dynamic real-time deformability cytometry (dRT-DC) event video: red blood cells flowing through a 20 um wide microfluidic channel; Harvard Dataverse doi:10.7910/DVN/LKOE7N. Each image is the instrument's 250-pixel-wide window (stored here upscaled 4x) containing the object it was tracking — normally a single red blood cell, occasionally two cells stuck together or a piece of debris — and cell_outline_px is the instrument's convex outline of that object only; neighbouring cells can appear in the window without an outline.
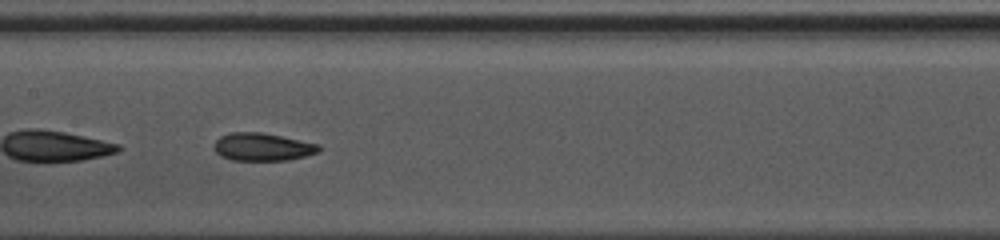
{"species": "common noctule bat (a hibernating species)", "species_latin": "Nyctalus noctula", "temperature_condition": "warm", "stored_images_in_passage": 32, "camera_frame_rate_fps": 3000, "um_per_image_px": 0.085, "animal": {"sex": "female", "body_mass_g": 10.0, "forearm_length_mm": 53.1}, "frame": {"image": 1, "passage_image": 10, "time_ms": 3.0, "image_size_px": [1000, 240], "cell_outline_px": [[320, 152], [288, 160], [232, 160], [220, 156], [216, 152], [216, 140], [220, 136], [232, 132], [260, 132], [320, 144]], "centroid_in_image_um": [22.33, 12.49], "position_along_channel_um": 185.1, "area_um2": 16.82}}
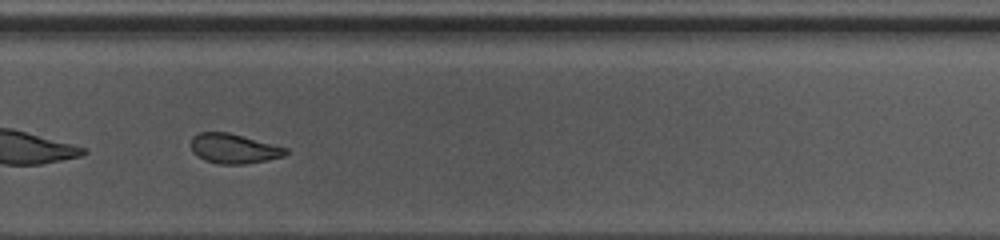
{"frame": {"image": 2, "passage_image": 19, "time_ms": 6.0, "image_size_px": [1000, 240], "cell_outline_px": [[288, 152], [284, 156], [268, 160], [244, 164], [220, 164], [204, 160], [192, 152], [192, 136], [200, 132], [228, 132], [288, 148]], "centroid_in_image_um": [19.88, 12.63], "position_along_channel_um": 309.9, "area_um2": 16.36}, "authors_computed_cell_mechanics": {"area_um2": 17.3689, "velocity_mm_per_s": 4.1795, "shape_relaxation_time_tau1_ms": 4.564, "shape_relaxation_time_tau2_ms": 1.4814, "deformation_change_tau1": 0.1111, "deformation_change_tau2": 0.0726}}